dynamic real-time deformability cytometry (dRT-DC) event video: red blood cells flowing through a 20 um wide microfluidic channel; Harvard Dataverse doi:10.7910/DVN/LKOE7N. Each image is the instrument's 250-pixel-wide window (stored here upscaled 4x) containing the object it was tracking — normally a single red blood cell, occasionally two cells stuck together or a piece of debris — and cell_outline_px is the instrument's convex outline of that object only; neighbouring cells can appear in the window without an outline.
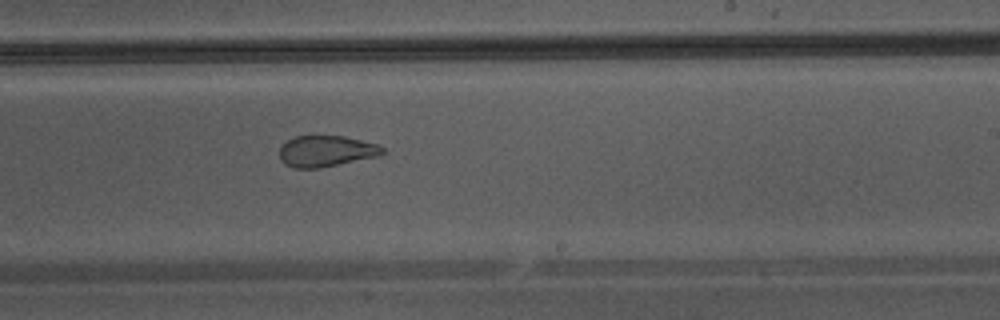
{"species": "Egyptian fruit bat (a non-hibernating species)", "species_latin": "Rousettus aegyptiacus", "temperature_condition": "warm", "stored_images_in_passage": 37, "camera_frame_rate_fps": 3000, "um_per_image_px": 0.085, "animal": {"sex": "male"}, "frame": {"image": 1, "passage_image": 22, "time_ms": 7.0, "image_size_px": [1000, 320], "cell_outline_px": [[384, 152], [376, 156], [320, 168], [296, 168], [284, 164], [280, 160], [280, 148], [288, 140], [296, 136], [344, 136], [380, 144], [384, 148]], "centroid_in_image_um": [27.72, 12.84], "position_along_channel_um": 261.3, "area_um2": 18.55}}